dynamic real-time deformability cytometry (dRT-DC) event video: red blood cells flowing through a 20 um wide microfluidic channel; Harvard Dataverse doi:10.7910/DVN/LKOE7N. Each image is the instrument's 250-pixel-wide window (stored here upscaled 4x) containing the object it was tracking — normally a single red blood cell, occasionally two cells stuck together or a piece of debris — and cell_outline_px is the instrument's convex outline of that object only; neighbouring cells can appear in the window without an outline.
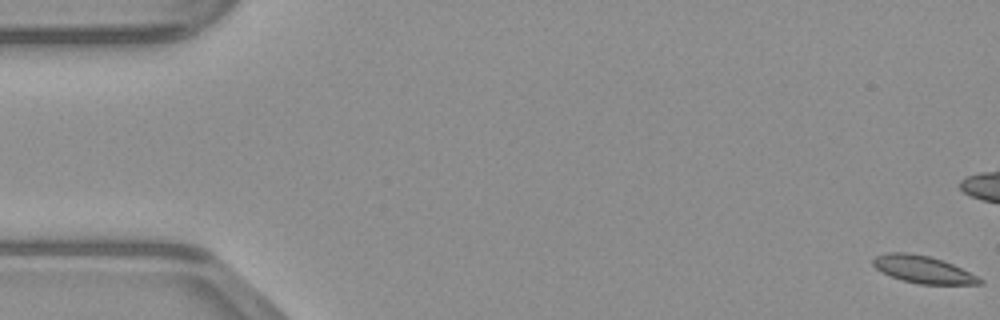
{"species": "common noctule bat (a hibernating species)", "species_latin": "Nyctalus noctula", "temperature_condition": "warm", "stored_images_in_passage": 9, "camera_frame_rate_fps": 3000, "um_per_image_px": 0.085, "animal": {"sex": "male", "body_mass_g": 23.1, "forearm_length_mm": 52.7}, "frame": {"image": 1, "passage_image": 1, "time_ms": 0.0, "image_size_px": [1000, 320], "cell_outline_px": [[984, 284], [920, 284], [904, 280], [892, 276], [876, 268], [872, 264], [872, 260], [876, 256], [888, 252], [908, 252], [928, 256], [944, 260], [984, 280]], "centroid_in_image_um": [78.46, 22.89], "position_along_channel_um": 6.5, "area_um2": 16.7}}